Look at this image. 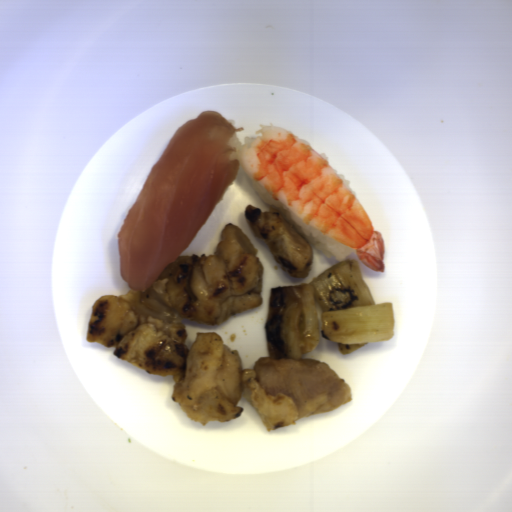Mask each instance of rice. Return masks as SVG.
Returning <instances> with one entry per match:
<instances>
[{
	"instance_id": "652b925c",
	"label": "rice",
	"mask_w": 512,
	"mask_h": 512,
	"mask_svg": "<svg viewBox=\"0 0 512 512\" xmlns=\"http://www.w3.org/2000/svg\"><path fill=\"white\" fill-rule=\"evenodd\" d=\"M247 179L254 189L255 193L268 205L279 211L283 217L293 225L294 229L305 238H312L315 241L317 249L327 258L335 259V261L342 262L347 258L355 254V249L346 246L332 238H329L308 223L303 221L282 203H280L275 197L261 187L256 181H254L249 174L245 171Z\"/></svg>"
},
{
	"instance_id": "023b6e5f",
	"label": "rice",
	"mask_w": 512,
	"mask_h": 512,
	"mask_svg": "<svg viewBox=\"0 0 512 512\" xmlns=\"http://www.w3.org/2000/svg\"><path fill=\"white\" fill-rule=\"evenodd\" d=\"M257 136L256 135H250L248 137H245L244 139V143H241L240 140L238 139L236 133L231 137L230 141H229V146L230 148H235L236 151L228 154V157H227V160H238V162H241L240 160V153L242 152V150L246 147V146H250V144L252 143V141L254 139H256Z\"/></svg>"
},
{
	"instance_id": "8eca5e8b",
	"label": "rice",
	"mask_w": 512,
	"mask_h": 512,
	"mask_svg": "<svg viewBox=\"0 0 512 512\" xmlns=\"http://www.w3.org/2000/svg\"><path fill=\"white\" fill-rule=\"evenodd\" d=\"M300 140L303 141L305 144H307L309 147H311L330 166V160L325 153L317 152V150L314 148V146L310 142L305 140L304 138L300 139Z\"/></svg>"
},
{
	"instance_id": "acb35da6",
	"label": "rice",
	"mask_w": 512,
	"mask_h": 512,
	"mask_svg": "<svg viewBox=\"0 0 512 512\" xmlns=\"http://www.w3.org/2000/svg\"><path fill=\"white\" fill-rule=\"evenodd\" d=\"M337 173V172H336ZM338 176L341 178V180L345 183V185L349 188V190L352 192V194L355 196L356 192L355 190L351 187V184H350V181H348L344 175L340 174V173H337Z\"/></svg>"
},
{
	"instance_id": "b023fe2a",
	"label": "rice",
	"mask_w": 512,
	"mask_h": 512,
	"mask_svg": "<svg viewBox=\"0 0 512 512\" xmlns=\"http://www.w3.org/2000/svg\"><path fill=\"white\" fill-rule=\"evenodd\" d=\"M227 121H228V122H230V123H231L232 125H234L235 127H237L235 120H233L232 118H231V119H229V120H227Z\"/></svg>"
}]
</instances>
